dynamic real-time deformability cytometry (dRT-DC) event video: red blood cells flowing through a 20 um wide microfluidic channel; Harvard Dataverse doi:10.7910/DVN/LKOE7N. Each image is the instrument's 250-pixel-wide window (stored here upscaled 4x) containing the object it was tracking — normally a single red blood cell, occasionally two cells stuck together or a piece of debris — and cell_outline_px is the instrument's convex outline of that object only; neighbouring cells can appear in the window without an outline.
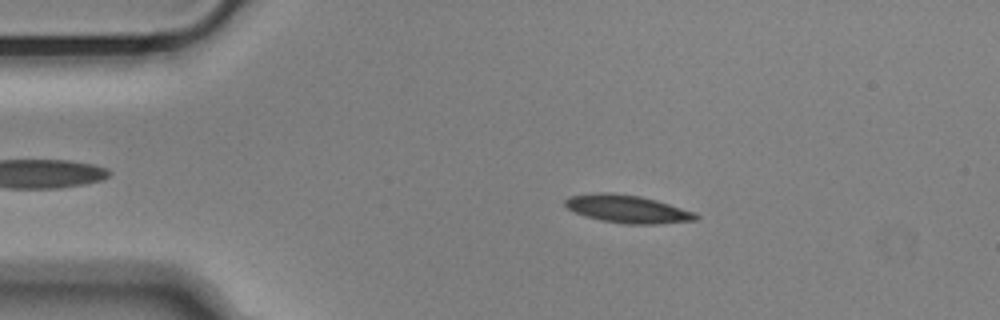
{"species": "Egyptian fruit bat (a non-hibernating species)", "species_latin": "Rousettus aegyptiacus", "temperature_condition": "cold", "stored_images_in_passage": 53, "camera_frame_rate_fps": 3000, "um_per_image_px": 0.085, "animal": {"sex": "male"}, "frame": {"image": 1, "passage_image": 9, "time_ms": 2.667, "image_size_px": [1000, 320], "cell_outline_px": [[700, 216], [696, 220], [656, 224], [624, 224], [600, 220], [576, 212], [568, 208], [564, 204], [564, 200], [572, 196], [600, 192], [612, 192], [640, 196], [656, 200], [696, 212]], "centroid_in_image_um": [53.38, 17.76], "position_along_channel_um": 31.6, "area_um2": 21.1}}
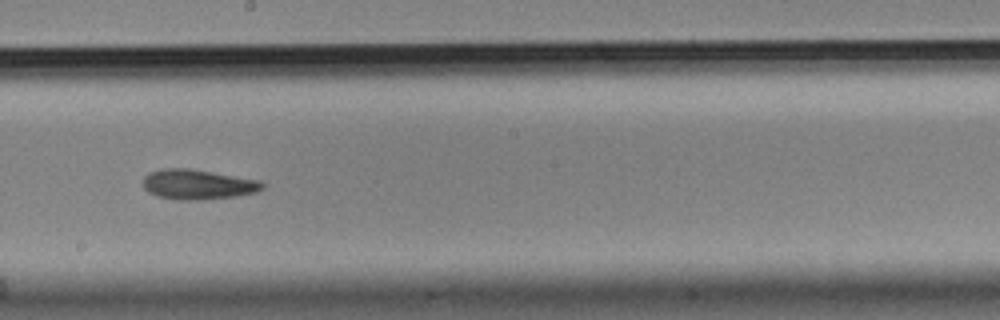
{"frame": {"image": 2, "passage_image": 29, "time_ms": 9.333, "image_size_px": [1000, 320], "cell_outline_px": [[264, 188], [256, 192], [236, 196], [204, 200], [176, 200], [160, 196], [148, 192], [144, 188], [144, 176], [148, 172], [160, 168], [188, 168], [260, 180], [264, 184]], "centroid_in_image_um": [16.8, 15.67], "position_along_channel_um": 231.4, "area_um2": 20.92}}
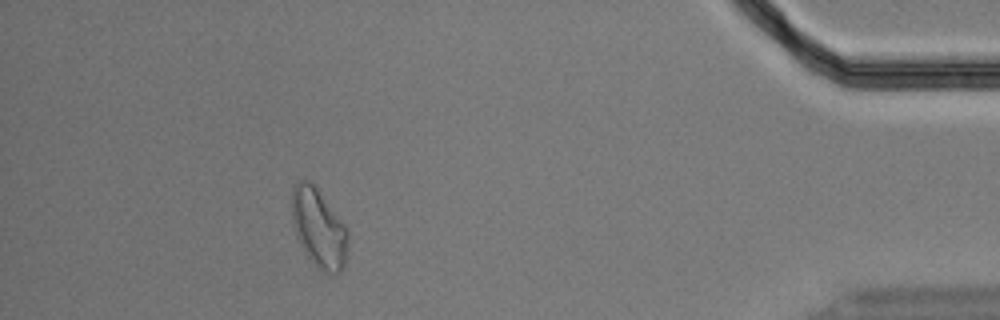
{"frame": {"image": 3, "passage_image": 48, "time_ms": 15.667, "image_size_px": [1000, 320], "cell_outline_px": [[348, 256], [344, 268], [340, 272], [324, 272], [316, 268], [300, 244], [296, 236], [292, 224], [292, 188], [296, 180], [308, 180], [316, 188], [348, 228]], "centroid_in_image_um": [27.11, 19.41], "position_along_channel_um": 408.1, "area_um2": 25.95}, "authors_computed_cell_mechanics": {"area_um2": 20.9236, "velocity_mm_per_s": 3.6512, "shape_relaxation_time_tau1_ms": 7.8528, "shape_relaxation_time_tau2_ms": null, "deformation_change_tau1": 0.1678, "deformation_change_tau2": null}}